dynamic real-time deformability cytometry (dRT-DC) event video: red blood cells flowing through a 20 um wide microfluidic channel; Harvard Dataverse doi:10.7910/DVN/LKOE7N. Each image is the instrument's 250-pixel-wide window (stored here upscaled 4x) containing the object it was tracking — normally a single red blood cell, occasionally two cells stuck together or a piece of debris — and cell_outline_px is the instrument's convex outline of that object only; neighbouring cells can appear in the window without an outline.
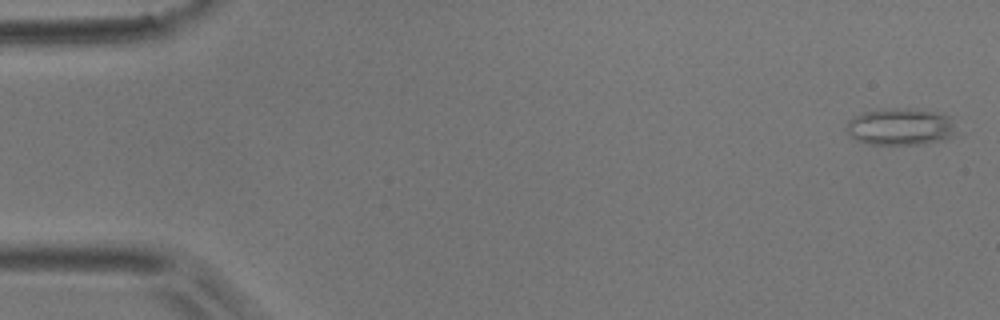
{"species": "common noctule bat (a hibernating species)", "species_latin": "Nyctalus noctula", "temperature_condition": "room temperature", "stored_images_in_passage": 5, "camera_frame_rate_fps": 3000, "um_per_image_px": 0.085, "animal": {"sex": "male", "body_mass_g": 17.9}, "frame": {"image": 1, "passage_image": 1, "time_ms": 0.0, "image_size_px": [1000, 320], "cell_outline_px": [[956, 132], [952, 136], [944, 140], [928, 144], [868, 144], [856, 140], [848, 132], [848, 120], [864, 112], [896, 108], [916, 108], [936, 112], [948, 116]], "centroid_in_image_um": [76.57, 10.78], "position_along_channel_um": 8.4, "area_um2": 23.47}}